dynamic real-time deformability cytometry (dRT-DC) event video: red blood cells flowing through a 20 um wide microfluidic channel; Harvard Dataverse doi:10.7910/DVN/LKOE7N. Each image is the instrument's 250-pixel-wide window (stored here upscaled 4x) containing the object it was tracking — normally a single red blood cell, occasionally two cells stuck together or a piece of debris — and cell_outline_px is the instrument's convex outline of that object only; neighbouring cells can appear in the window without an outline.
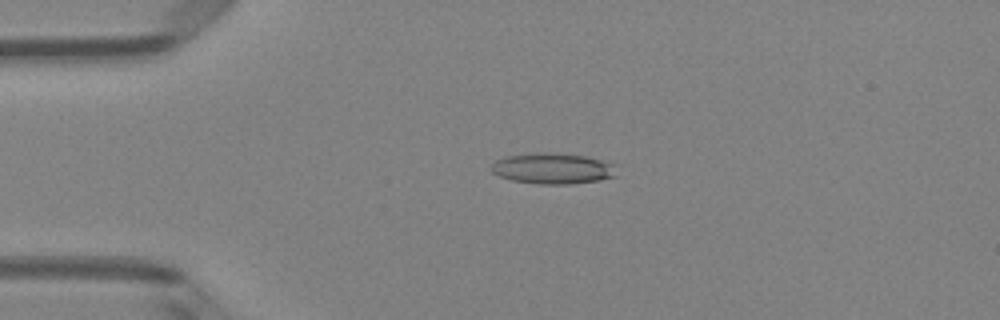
{"species": "Egyptian fruit bat (a non-hibernating species)", "species_latin": "Rousettus aegyptiacus", "temperature_condition": "room temperature", "stored_images_in_passage": 51, "camera_frame_rate_fps": 3000, "um_per_image_px": 0.085, "animal": {"sex": "female"}, "frame": {"image": 1, "passage_image": 12, "time_ms": 3.667, "image_size_px": [1000, 320], "cell_outline_px": [[620, 164], [616, 176], [600, 180], [572, 184], [540, 184], [512, 180], [500, 176], [492, 172], [492, 164], [496, 160], [508, 156], [544, 152], [548, 152], [588, 156]], "centroid_in_image_um": [47.11, 14.32], "position_along_channel_um": 37.9, "area_um2": 22.83}}
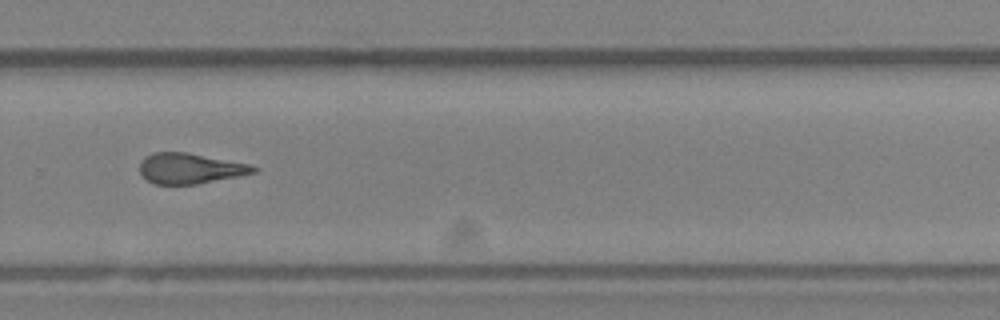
{"frame": {"image": 2, "passage_image": 35, "time_ms": 11.333, "image_size_px": [1000, 320], "cell_outline_px": [[260, 168], [256, 172], [196, 184], [152, 184], [140, 172], [140, 160], [144, 156], [152, 152], [188, 152], [248, 164]], "centroid_in_image_um": [16.11, 14.3], "position_along_channel_um": 313.7, "area_um2": 20.11}}
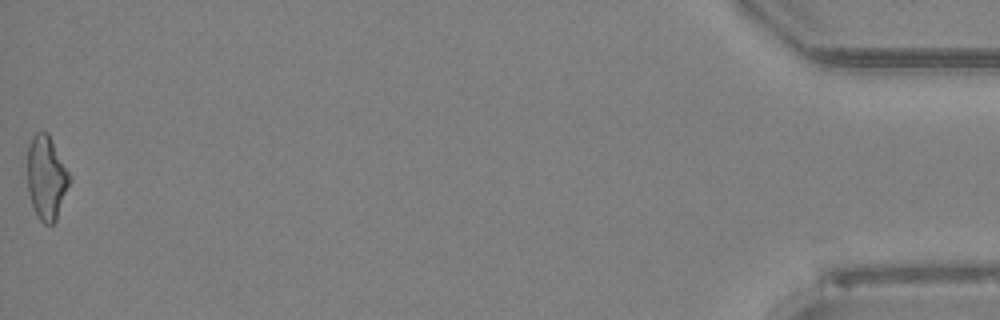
{"frame": {"image": 3, "passage_image": 51, "time_ms": 16.667, "image_size_px": [1000, 320], "cell_outline_px": [[72, 180], [56, 220], [52, 224], [44, 224], [40, 220], [32, 204], [28, 192], [28, 144], [32, 136], [36, 132], [48, 132]], "centroid_in_image_um": [3.95, 15.1], "position_along_channel_um": 431.2, "area_um2": 20.46}, "authors_computed_cell_mechanics": {"area_um2": 21.097, "velocity_mm_per_s": 4.0279, "shape_relaxation_time_tau1_ms": null, "shape_relaxation_time_tau2_ms": 3.6898, "deformation_change_tau1": null, "deformation_change_tau2": 0.1629}}